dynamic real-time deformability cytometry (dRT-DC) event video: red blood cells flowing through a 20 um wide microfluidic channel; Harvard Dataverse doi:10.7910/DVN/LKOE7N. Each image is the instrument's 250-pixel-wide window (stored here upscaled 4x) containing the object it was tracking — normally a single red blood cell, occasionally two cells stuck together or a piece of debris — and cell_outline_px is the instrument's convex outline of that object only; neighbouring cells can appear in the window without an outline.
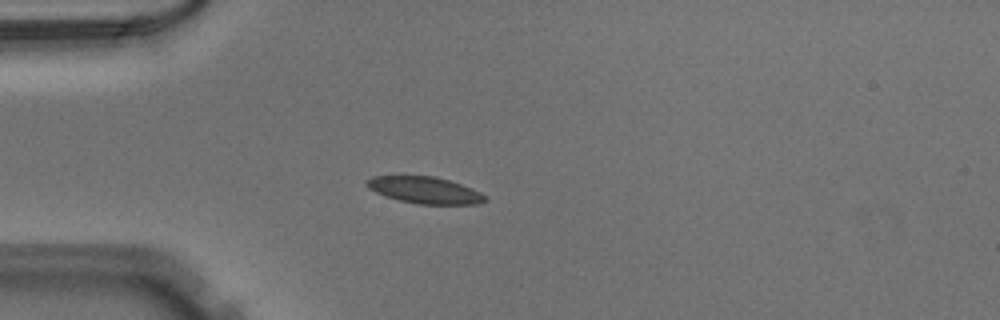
{"species": "Egyptian fruit bat (a non-hibernating species)", "species_latin": "Rousettus aegyptiacus", "temperature_condition": "warm", "stored_images_in_passage": 38, "camera_frame_rate_fps": 3000, "um_per_image_px": 0.085, "animal": {"sex": "male"}, "frame": {"image": 1, "passage_image": 1, "time_ms": 0.0, "image_size_px": [1000, 320], "cell_outline_px": [[488, 200], [480, 204], [416, 204], [384, 196], [368, 188], [364, 184], [364, 180], [372, 176], [436, 176], [472, 188], [488, 196]], "centroid_in_image_um": [36.1, 16.16], "position_along_channel_um": 48.9, "area_um2": 18.61}}
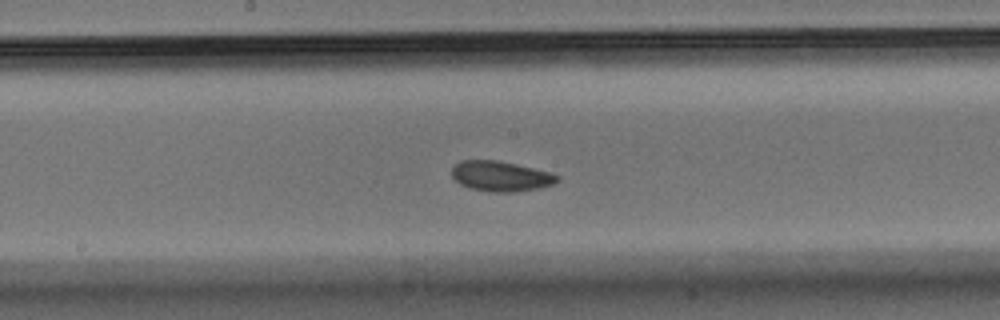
{"frame": {"image": 2, "passage_image": 14, "time_ms": 4.333, "image_size_px": [1000, 320], "cell_outline_px": [[560, 180], [552, 184], [540, 188], [516, 192], [492, 192], [468, 188], [460, 184], [452, 176], [452, 168], [460, 160], [496, 160], [516, 164], [548, 172], [560, 176]], "centroid_in_image_um": [42.55, 14.98], "position_along_channel_um": 205.6, "area_um2": 18.55}}
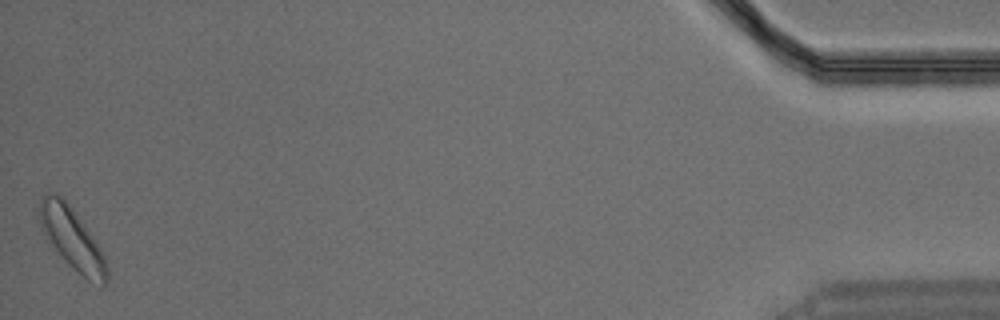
{"frame": {"image": 3, "passage_image": 38, "time_ms": 12.333, "image_size_px": [1000, 320], "cell_outline_px": [[108, 280], [104, 284], [88, 280], [76, 272], [48, 244], [40, 228], [36, 212], [40, 196], [48, 192], [56, 192], [72, 208], [100, 248], [104, 256], [108, 272]], "centroid_in_image_um": [6.02, 20.23], "position_along_channel_um": 429.2, "area_um2": 24.51}}